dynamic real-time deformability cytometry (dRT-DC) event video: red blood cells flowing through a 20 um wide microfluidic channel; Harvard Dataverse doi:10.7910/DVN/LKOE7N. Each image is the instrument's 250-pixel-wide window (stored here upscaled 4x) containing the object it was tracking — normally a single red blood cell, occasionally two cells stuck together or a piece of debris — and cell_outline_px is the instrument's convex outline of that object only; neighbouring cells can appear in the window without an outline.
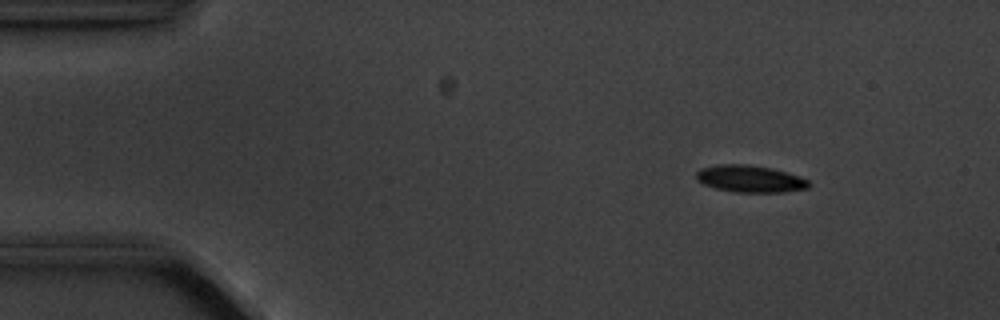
{"species": "common noctule bat (a hibernating species)", "species_latin": "Nyctalus noctula", "temperature_condition": "cold", "stored_images_in_passage": 7, "camera_frame_rate_fps": 3000, "um_per_image_px": 0.085, "animal": {"sex": "male", "body_mass_g": 20.1, "forearm_length_mm": 53.5}, "frame": {"image": 1, "passage_image": 1, "time_ms": 0.0, "image_size_px": [1000, 320], "cell_outline_px": [[808, 188], [784, 192], [736, 192], [716, 188], [704, 184], [696, 180], [696, 172], [700, 168], [716, 164], [748, 164], [772, 168], [788, 172], [800, 176], [808, 180]], "centroid_in_image_um": [63.73, 15.18], "position_along_channel_um": 21.3, "area_um2": 17.8}}